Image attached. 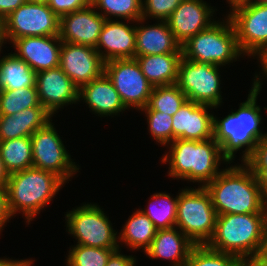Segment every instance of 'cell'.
Returning <instances> with one entry per match:
<instances>
[{"label": "cell", "instance_id": "cell-1", "mask_svg": "<svg viewBox=\"0 0 267 266\" xmlns=\"http://www.w3.org/2000/svg\"><path fill=\"white\" fill-rule=\"evenodd\" d=\"M254 78L247 100L240 103L237 111H231L222 120L213 116V138L220 145L221 155L228 164L233 162L236 152L244 147L241 162L246 163L257 144L267 136L259 128L262 116L261 108L256 103L263 83L258 74Z\"/></svg>", "mask_w": 267, "mask_h": 266}, {"label": "cell", "instance_id": "cell-2", "mask_svg": "<svg viewBox=\"0 0 267 266\" xmlns=\"http://www.w3.org/2000/svg\"><path fill=\"white\" fill-rule=\"evenodd\" d=\"M204 187L217 215L263 213L266 199L258 178L245 163L221 169Z\"/></svg>", "mask_w": 267, "mask_h": 266}, {"label": "cell", "instance_id": "cell-3", "mask_svg": "<svg viewBox=\"0 0 267 266\" xmlns=\"http://www.w3.org/2000/svg\"><path fill=\"white\" fill-rule=\"evenodd\" d=\"M169 145V152H165L161 162L169 163L168 176L173 179L198 182L204 187L221 172V161L228 164L214 138L203 141L175 139L167 147Z\"/></svg>", "mask_w": 267, "mask_h": 266}, {"label": "cell", "instance_id": "cell-4", "mask_svg": "<svg viewBox=\"0 0 267 266\" xmlns=\"http://www.w3.org/2000/svg\"><path fill=\"white\" fill-rule=\"evenodd\" d=\"M65 183L57 174L35 167L10 174L6 191L12 217L22 212L29 225Z\"/></svg>", "mask_w": 267, "mask_h": 266}, {"label": "cell", "instance_id": "cell-5", "mask_svg": "<svg viewBox=\"0 0 267 266\" xmlns=\"http://www.w3.org/2000/svg\"><path fill=\"white\" fill-rule=\"evenodd\" d=\"M206 245L239 258L265 252L263 213L217 215L213 236Z\"/></svg>", "mask_w": 267, "mask_h": 266}, {"label": "cell", "instance_id": "cell-6", "mask_svg": "<svg viewBox=\"0 0 267 266\" xmlns=\"http://www.w3.org/2000/svg\"><path fill=\"white\" fill-rule=\"evenodd\" d=\"M225 19L223 22L216 20L183 43L182 56L194 62L218 66L236 62L240 55L243 57L232 21L228 16Z\"/></svg>", "mask_w": 267, "mask_h": 266}, {"label": "cell", "instance_id": "cell-7", "mask_svg": "<svg viewBox=\"0 0 267 266\" xmlns=\"http://www.w3.org/2000/svg\"><path fill=\"white\" fill-rule=\"evenodd\" d=\"M176 227L195 245H204L212 238L217 213L205 187L185 188L178 193Z\"/></svg>", "mask_w": 267, "mask_h": 266}, {"label": "cell", "instance_id": "cell-8", "mask_svg": "<svg viewBox=\"0 0 267 266\" xmlns=\"http://www.w3.org/2000/svg\"><path fill=\"white\" fill-rule=\"evenodd\" d=\"M67 218V219H66ZM68 234L77 245L95 248L121 249L118 234L112 228L109 217L97 204L85 203L65 215Z\"/></svg>", "mask_w": 267, "mask_h": 266}, {"label": "cell", "instance_id": "cell-9", "mask_svg": "<svg viewBox=\"0 0 267 266\" xmlns=\"http://www.w3.org/2000/svg\"><path fill=\"white\" fill-rule=\"evenodd\" d=\"M221 66L198 63L181 58L176 85L187 99L198 104L219 108L221 106ZM219 71V72H218Z\"/></svg>", "mask_w": 267, "mask_h": 266}, {"label": "cell", "instance_id": "cell-10", "mask_svg": "<svg viewBox=\"0 0 267 266\" xmlns=\"http://www.w3.org/2000/svg\"><path fill=\"white\" fill-rule=\"evenodd\" d=\"M5 41L32 36L59 35L60 18L47 4L25 2L4 20Z\"/></svg>", "mask_w": 267, "mask_h": 266}, {"label": "cell", "instance_id": "cell-11", "mask_svg": "<svg viewBox=\"0 0 267 266\" xmlns=\"http://www.w3.org/2000/svg\"><path fill=\"white\" fill-rule=\"evenodd\" d=\"M104 73L111 80L127 110L133 107L139 111L147 106L154 87L142 73L136 58L107 61Z\"/></svg>", "mask_w": 267, "mask_h": 266}, {"label": "cell", "instance_id": "cell-12", "mask_svg": "<svg viewBox=\"0 0 267 266\" xmlns=\"http://www.w3.org/2000/svg\"><path fill=\"white\" fill-rule=\"evenodd\" d=\"M54 127L51 120L31 135L33 167L51 171L67 183L80 168L71 159Z\"/></svg>", "mask_w": 267, "mask_h": 266}, {"label": "cell", "instance_id": "cell-13", "mask_svg": "<svg viewBox=\"0 0 267 266\" xmlns=\"http://www.w3.org/2000/svg\"><path fill=\"white\" fill-rule=\"evenodd\" d=\"M227 15L244 55L255 57L267 49V4L254 1L243 3L230 8Z\"/></svg>", "mask_w": 267, "mask_h": 266}, {"label": "cell", "instance_id": "cell-14", "mask_svg": "<svg viewBox=\"0 0 267 266\" xmlns=\"http://www.w3.org/2000/svg\"><path fill=\"white\" fill-rule=\"evenodd\" d=\"M104 65L94 47L62 42L59 67L78 88L100 77Z\"/></svg>", "mask_w": 267, "mask_h": 266}, {"label": "cell", "instance_id": "cell-15", "mask_svg": "<svg viewBox=\"0 0 267 266\" xmlns=\"http://www.w3.org/2000/svg\"><path fill=\"white\" fill-rule=\"evenodd\" d=\"M35 85L40 104L52 116L64 105L79 102V88L59 66L37 72Z\"/></svg>", "mask_w": 267, "mask_h": 266}, {"label": "cell", "instance_id": "cell-16", "mask_svg": "<svg viewBox=\"0 0 267 266\" xmlns=\"http://www.w3.org/2000/svg\"><path fill=\"white\" fill-rule=\"evenodd\" d=\"M106 19L89 4L86 8L60 17L62 42L96 47Z\"/></svg>", "mask_w": 267, "mask_h": 266}, {"label": "cell", "instance_id": "cell-17", "mask_svg": "<svg viewBox=\"0 0 267 266\" xmlns=\"http://www.w3.org/2000/svg\"><path fill=\"white\" fill-rule=\"evenodd\" d=\"M206 3L203 0H183L166 20L181 45L215 22L212 16L216 8Z\"/></svg>", "mask_w": 267, "mask_h": 266}, {"label": "cell", "instance_id": "cell-18", "mask_svg": "<svg viewBox=\"0 0 267 266\" xmlns=\"http://www.w3.org/2000/svg\"><path fill=\"white\" fill-rule=\"evenodd\" d=\"M214 107L187 100L172 116L173 141L175 139L203 141L213 138Z\"/></svg>", "mask_w": 267, "mask_h": 266}, {"label": "cell", "instance_id": "cell-19", "mask_svg": "<svg viewBox=\"0 0 267 266\" xmlns=\"http://www.w3.org/2000/svg\"><path fill=\"white\" fill-rule=\"evenodd\" d=\"M12 44L15 48L14 54L25 61L35 73L59 66L62 46L59 35L22 37L15 39Z\"/></svg>", "mask_w": 267, "mask_h": 266}, {"label": "cell", "instance_id": "cell-20", "mask_svg": "<svg viewBox=\"0 0 267 266\" xmlns=\"http://www.w3.org/2000/svg\"><path fill=\"white\" fill-rule=\"evenodd\" d=\"M118 20V21H117ZM132 21L106 19L95 49L104 62L114 59L135 58L136 32ZM129 23V24H126ZM103 48V51L101 50Z\"/></svg>", "mask_w": 267, "mask_h": 266}, {"label": "cell", "instance_id": "cell-21", "mask_svg": "<svg viewBox=\"0 0 267 266\" xmlns=\"http://www.w3.org/2000/svg\"><path fill=\"white\" fill-rule=\"evenodd\" d=\"M78 100H83L92 112L102 117L114 116L127 109L105 73L82 85L79 88Z\"/></svg>", "mask_w": 267, "mask_h": 266}, {"label": "cell", "instance_id": "cell-22", "mask_svg": "<svg viewBox=\"0 0 267 266\" xmlns=\"http://www.w3.org/2000/svg\"><path fill=\"white\" fill-rule=\"evenodd\" d=\"M144 22L145 19L141 18L135 25V55L182 53L181 44L175 39L167 21H157L154 25H143Z\"/></svg>", "mask_w": 267, "mask_h": 266}, {"label": "cell", "instance_id": "cell-23", "mask_svg": "<svg viewBox=\"0 0 267 266\" xmlns=\"http://www.w3.org/2000/svg\"><path fill=\"white\" fill-rule=\"evenodd\" d=\"M194 246L195 244L175 226L157 230L145 254L152 259L160 258L171 261L172 266H186V261Z\"/></svg>", "mask_w": 267, "mask_h": 266}, {"label": "cell", "instance_id": "cell-24", "mask_svg": "<svg viewBox=\"0 0 267 266\" xmlns=\"http://www.w3.org/2000/svg\"><path fill=\"white\" fill-rule=\"evenodd\" d=\"M53 117L44 107H30L12 115H0V141L31 137Z\"/></svg>", "mask_w": 267, "mask_h": 266}, {"label": "cell", "instance_id": "cell-25", "mask_svg": "<svg viewBox=\"0 0 267 266\" xmlns=\"http://www.w3.org/2000/svg\"><path fill=\"white\" fill-rule=\"evenodd\" d=\"M182 57V53L135 55L142 73L153 87L176 84Z\"/></svg>", "mask_w": 267, "mask_h": 266}, {"label": "cell", "instance_id": "cell-26", "mask_svg": "<svg viewBox=\"0 0 267 266\" xmlns=\"http://www.w3.org/2000/svg\"><path fill=\"white\" fill-rule=\"evenodd\" d=\"M157 229L154 223L139 209L133 212L118 233V243H123L134 250H144L151 246Z\"/></svg>", "mask_w": 267, "mask_h": 266}, {"label": "cell", "instance_id": "cell-27", "mask_svg": "<svg viewBox=\"0 0 267 266\" xmlns=\"http://www.w3.org/2000/svg\"><path fill=\"white\" fill-rule=\"evenodd\" d=\"M36 73L14 53L0 59V90H16L35 86Z\"/></svg>", "mask_w": 267, "mask_h": 266}, {"label": "cell", "instance_id": "cell-28", "mask_svg": "<svg viewBox=\"0 0 267 266\" xmlns=\"http://www.w3.org/2000/svg\"><path fill=\"white\" fill-rule=\"evenodd\" d=\"M0 155L9 174L33 167L31 137L0 141Z\"/></svg>", "mask_w": 267, "mask_h": 266}, {"label": "cell", "instance_id": "cell-29", "mask_svg": "<svg viewBox=\"0 0 267 266\" xmlns=\"http://www.w3.org/2000/svg\"><path fill=\"white\" fill-rule=\"evenodd\" d=\"M150 198L147 209L139 210L154 223L157 230L175 227L178 195L172 198L169 193L159 192Z\"/></svg>", "mask_w": 267, "mask_h": 266}, {"label": "cell", "instance_id": "cell-30", "mask_svg": "<svg viewBox=\"0 0 267 266\" xmlns=\"http://www.w3.org/2000/svg\"><path fill=\"white\" fill-rule=\"evenodd\" d=\"M187 100V96L176 84L156 86L147 106L140 111H159L173 116Z\"/></svg>", "mask_w": 267, "mask_h": 266}, {"label": "cell", "instance_id": "cell-31", "mask_svg": "<svg viewBox=\"0 0 267 266\" xmlns=\"http://www.w3.org/2000/svg\"><path fill=\"white\" fill-rule=\"evenodd\" d=\"M105 19H124L135 23L142 18V0H90ZM113 16V17H112Z\"/></svg>", "mask_w": 267, "mask_h": 266}, {"label": "cell", "instance_id": "cell-32", "mask_svg": "<svg viewBox=\"0 0 267 266\" xmlns=\"http://www.w3.org/2000/svg\"><path fill=\"white\" fill-rule=\"evenodd\" d=\"M40 104L36 85L16 90H0V115H12Z\"/></svg>", "mask_w": 267, "mask_h": 266}, {"label": "cell", "instance_id": "cell-33", "mask_svg": "<svg viewBox=\"0 0 267 266\" xmlns=\"http://www.w3.org/2000/svg\"><path fill=\"white\" fill-rule=\"evenodd\" d=\"M238 262L239 257L216 251L204 244L193 247L186 266H238Z\"/></svg>", "mask_w": 267, "mask_h": 266}, {"label": "cell", "instance_id": "cell-34", "mask_svg": "<svg viewBox=\"0 0 267 266\" xmlns=\"http://www.w3.org/2000/svg\"><path fill=\"white\" fill-rule=\"evenodd\" d=\"M117 249L74 245L68 252L67 266H106L109 257Z\"/></svg>", "mask_w": 267, "mask_h": 266}, {"label": "cell", "instance_id": "cell-35", "mask_svg": "<svg viewBox=\"0 0 267 266\" xmlns=\"http://www.w3.org/2000/svg\"><path fill=\"white\" fill-rule=\"evenodd\" d=\"M148 130L154 140L167 146L173 141L172 116L159 111H145Z\"/></svg>", "mask_w": 267, "mask_h": 266}, {"label": "cell", "instance_id": "cell-36", "mask_svg": "<svg viewBox=\"0 0 267 266\" xmlns=\"http://www.w3.org/2000/svg\"><path fill=\"white\" fill-rule=\"evenodd\" d=\"M183 0H142V18L166 21Z\"/></svg>", "mask_w": 267, "mask_h": 266}, {"label": "cell", "instance_id": "cell-37", "mask_svg": "<svg viewBox=\"0 0 267 266\" xmlns=\"http://www.w3.org/2000/svg\"><path fill=\"white\" fill-rule=\"evenodd\" d=\"M90 0H49L47 5L60 18L61 16L86 8Z\"/></svg>", "mask_w": 267, "mask_h": 266}, {"label": "cell", "instance_id": "cell-38", "mask_svg": "<svg viewBox=\"0 0 267 266\" xmlns=\"http://www.w3.org/2000/svg\"><path fill=\"white\" fill-rule=\"evenodd\" d=\"M245 164L249 168H267V136L257 144L251 158Z\"/></svg>", "mask_w": 267, "mask_h": 266}, {"label": "cell", "instance_id": "cell-39", "mask_svg": "<svg viewBox=\"0 0 267 266\" xmlns=\"http://www.w3.org/2000/svg\"><path fill=\"white\" fill-rule=\"evenodd\" d=\"M10 218H12V215L8 207L6 187L0 186V233Z\"/></svg>", "mask_w": 267, "mask_h": 266}, {"label": "cell", "instance_id": "cell-40", "mask_svg": "<svg viewBox=\"0 0 267 266\" xmlns=\"http://www.w3.org/2000/svg\"><path fill=\"white\" fill-rule=\"evenodd\" d=\"M121 250H115L108 259L106 266H135L136 258L132 255H123Z\"/></svg>", "mask_w": 267, "mask_h": 266}, {"label": "cell", "instance_id": "cell-41", "mask_svg": "<svg viewBox=\"0 0 267 266\" xmlns=\"http://www.w3.org/2000/svg\"><path fill=\"white\" fill-rule=\"evenodd\" d=\"M238 266H267V252L240 257Z\"/></svg>", "mask_w": 267, "mask_h": 266}, {"label": "cell", "instance_id": "cell-42", "mask_svg": "<svg viewBox=\"0 0 267 266\" xmlns=\"http://www.w3.org/2000/svg\"><path fill=\"white\" fill-rule=\"evenodd\" d=\"M26 0H0V19L4 20Z\"/></svg>", "mask_w": 267, "mask_h": 266}, {"label": "cell", "instance_id": "cell-43", "mask_svg": "<svg viewBox=\"0 0 267 266\" xmlns=\"http://www.w3.org/2000/svg\"><path fill=\"white\" fill-rule=\"evenodd\" d=\"M254 175L258 178L263 196L267 200V168H250Z\"/></svg>", "mask_w": 267, "mask_h": 266}, {"label": "cell", "instance_id": "cell-44", "mask_svg": "<svg viewBox=\"0 0 267 266\" xmlns=\"http://www.w3.org/2000/svg\"><path fill=\"white\" fill-rule=\"evenodd\" d=\"M32 264V259L12 260L9 258H0V266H31Z\"/></svg>", "mask_w": 267, "mask_h": 266}, {"label": "cell", "instance_id": "cell-45", "mask_svg": "<svg viewBox=\"0 0 267 266\" xmlns=\"http://www.w3.org/2000/svg\"><path fill=\"white\" fill-rule=\"evenodd\" d=\"M9 177L10 174L7 171L0 155V186L6 187Z\"/></svg>", "mask_w": 267, "mask_h": 266}, {"label": "cell", "instance_id": "cell-46", "mask_svg": "<svg viewBox=\"0 0 267 266\" xmlns=\"http://www.w3.org/2000/svg\"><path fill=\"white\" fill-rule=\"evenodd\" d=\"M258 61L260 60V64H261V70H262V75L264 74V76L267 77V49H265L264 51L260 52L258 55Z\"/></svg>", "mask_w": 267, "mask_h": 266}, {"label": "cell", "instance_id": "cell-47", "mask_svg": "<svg viewBox=\"0 0 267 266\" xmlns=\"http://www.w3.org/2000/svg\"><path fill=\"white\" fill-rule=\"evenodd\" d=\"M263 224H264V240H265V249L267 252V200L263 208Z\"/></svg>", "mask_w": 267, "mask_h": 266}, {"label": "cell", "instance_id": "cell-48", "mask_svg": "<svg viewBox=\"0 0 267 266\" xmlns=\"http://www.w3.org/2000/svg\"><path fill=\"white\" fill-rule=\"evenodd\" d=\"M7 43L5 41V37H4V23L3 20L0 19V52L2 51V46H4L3 44Z\"/></svg>", "mask_w": 267, "mask_h": 266}, {"label": "cell", "instance_id": "cell-49", "mask_svg": "<svg viewBox=\"0 0 267 266\" xmlns=\"http://www.w3.org/2000/svg\"><path fill=\"white\" fill-rule=\"evenodd\" d=\"M251 1L252 0H227L231 8L237 5L243 4V3L251 2Z\"/></svg>", "mask_w": 267, "mask_h": 266}, {"label": "cell", "instance_id": "cell-50", "mask_svg": "<svg viewBox=\"0 0 267 266\" xmlns=\"http://www.w3.org/2000/svg\"><path fill=\"white\" fill-rule=\"evenodd\" d=\"M49 0H26V2L47 4Z\"/></svg>", "mask_w": 267, "mask_h": 266}, {"label": "cell", "instance_id": "cell-51", "mask_svg": "<svg viewBox=\"0 0 267 266\" xmlns=\"http://www.w3.org/2000/svg\"><path fill=\"white\" fill-rule=\"evenodd\" d=\"M254 2H259V3H262V4H267V0H252Z\"/></svg>", "mask_w": 267, "mask_h": 266}]
</instances>
